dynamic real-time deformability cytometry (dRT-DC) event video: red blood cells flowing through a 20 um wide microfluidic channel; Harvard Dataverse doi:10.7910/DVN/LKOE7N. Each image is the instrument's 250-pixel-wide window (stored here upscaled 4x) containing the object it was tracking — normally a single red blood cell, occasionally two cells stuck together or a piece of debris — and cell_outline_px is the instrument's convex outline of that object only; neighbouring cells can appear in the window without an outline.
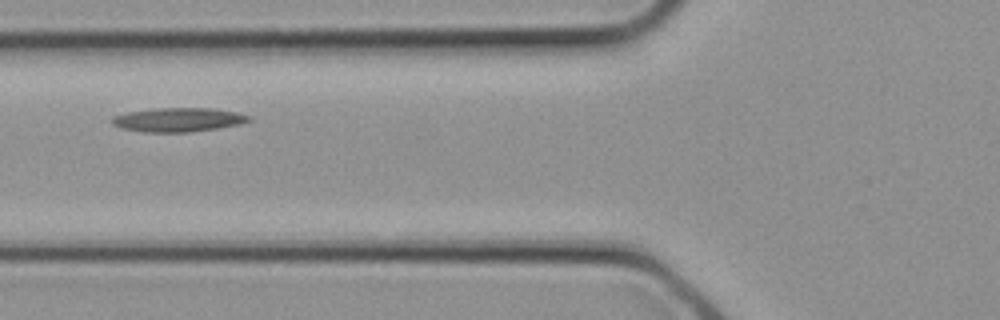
{"species": "common noctule bat (a hibernating species)", "species_latin": "Nyctalus noctula", "temperature_condition": "cold", "stored_images_in_passage": 3, "camera_frame_rate_fps": 3000, "um_per_image_px": 0.085, "animal": {"sex": "female", "body_mass_g": 21.9}, "frame": {"image": 1, "passage_image": 3, "time_ms": 0.667, "image_size_px": [1000, 320], "cell_outline_px": [[252, 120], [240, 124], [216, 128], [188, 132], [144, 132], [120, 128], [112, 124], [112, 116], [128, 112], [156, 108], [212, 108], [236, 112], [252, 116]], "centroid_in_image_um": [15.15, 10.17], "position_along_channel_um": 110.6, "area_um2": 19.13}}